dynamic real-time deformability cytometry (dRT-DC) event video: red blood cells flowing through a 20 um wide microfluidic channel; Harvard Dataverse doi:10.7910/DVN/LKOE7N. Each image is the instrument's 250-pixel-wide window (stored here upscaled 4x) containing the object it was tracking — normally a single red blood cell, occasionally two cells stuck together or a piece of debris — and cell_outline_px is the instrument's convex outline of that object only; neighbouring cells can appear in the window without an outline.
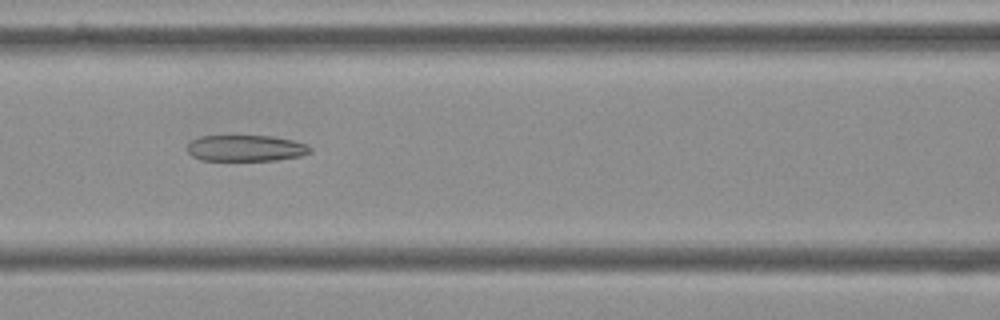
{"species": "Egyptian fruit bat (a non-hibernating species)", "species_latin": "Rousettus aegyptiacus", "temperature_condition": "cold", "stored_images_in_passage": 56, "camera_frame_rate_fps": 3000, "um_per_image_px": 0.085, "frame": {"image": 1, "passage_image": 24, "time_ms": 7.667, "image_size_px": [1000, 320], "cell_outline_px": [[312, 152], [300, 156], [276, 160], [200, 160], [192, 156], [184, 148], [192, 140], [200, 136], [272, 136], [292, 140], [308, 144], [312, 148]], "centroid_in_image_um": [20.89, 12.59], "position_along_channel_um": 145.7, "area_um2": 18.9}}
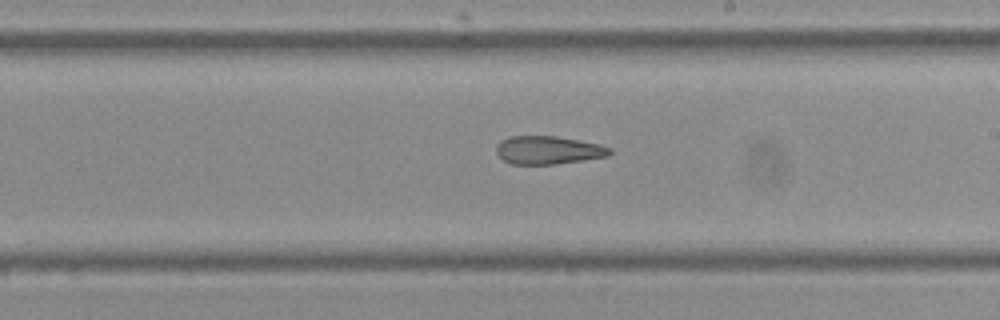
{"frame": {"image": 2, "passage_image": 32, "time_ms": 10.333, "image_size_px": [1000, 320], "cell_outline_px": [[612, 152], [608, 156], [584, 160], [556, 164], [512, 164], [504, 160], [496, 152], [496, 144], [500, 140], [512, 136], [556, 136], [580, 140], [612, 148]], "centroid_in_image_um": [46.59, 12.76], "position_along_channel_um": 242.4, "area_um2": 18.61}}
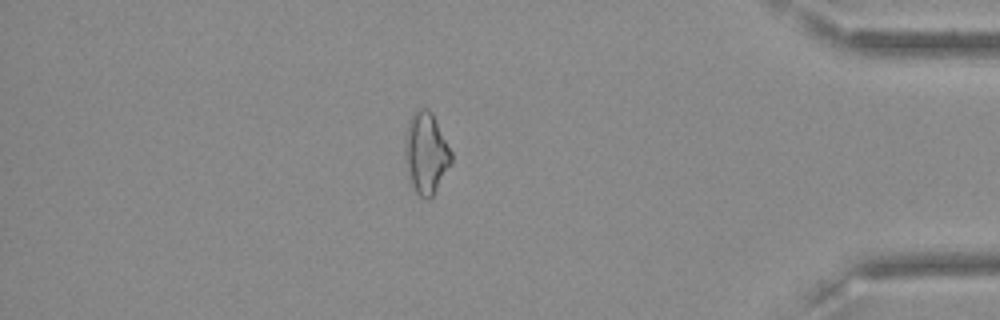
{"frame": {"image": 3, "passage_image": 48, "time_ms": 15.667, "image_size_px": [1000, 320], "cell_outline_px": [[452, 164], [432, 196], [428, 200], [420, 196], [416, 192], [412, 184], [404, 160], [404, 144], [408, 120], [416, 108], [428, 108], [432, 112], [452, 152]], "centroid_in_image_um": [36.21, 12.98], "position_along_channel_um": 399.0, "area_um2": 22.14}}